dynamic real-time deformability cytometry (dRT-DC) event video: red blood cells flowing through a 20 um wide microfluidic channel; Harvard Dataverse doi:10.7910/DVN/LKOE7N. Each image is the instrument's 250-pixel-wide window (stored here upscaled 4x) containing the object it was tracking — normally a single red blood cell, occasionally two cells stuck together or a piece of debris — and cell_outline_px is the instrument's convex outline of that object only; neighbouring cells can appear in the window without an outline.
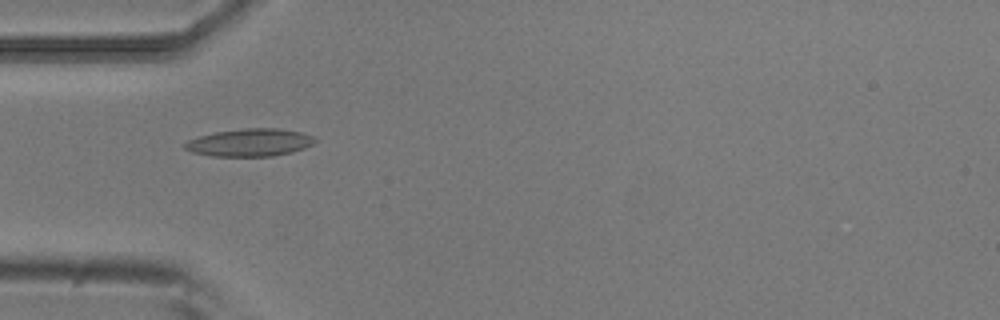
{"species": "common noctule bat (a hibernating species)", "species_latin": "Nyctalus noctula", "temperature_condition": "room temperature", "stored_images_in_passage": 9, "camera_frame_rate_fps": 3000, "um_per_image_px": 0.085, "animal": {"sex": "male", "body_mass_g": 20.5, "forearm_length_mm": 52.5}, "frame": {"image": 1, "passage_image": 4, "time_ms": 1.0, "image_size_px": [1000, 320], "cell_outline_px": [[316, 140], [312, 144], [304, 148], [292, 152], [272, 156], [212, 156], [192, 152], [184, 148], [184, 144], [188, 140], [200, 136], [216, 132], [244, 128], [280, 128], [304, 132], [316, 136]], "centroid_in_image_um": [21.28, 12.1], "position_along_channel_um": 63.7, "area_um2": 21.04}}
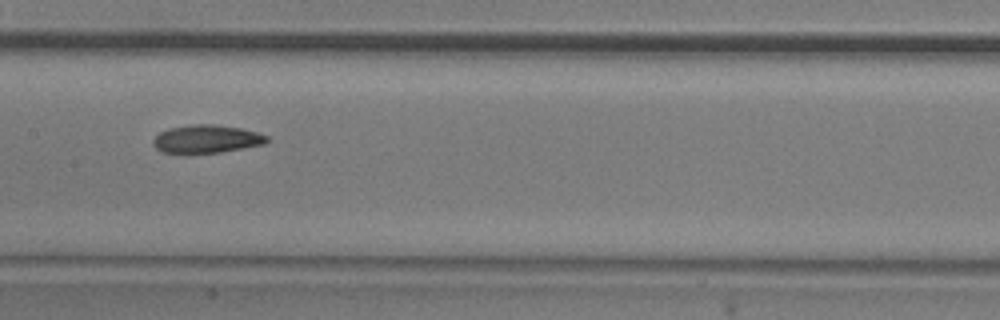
{"frame": {"image": 2, "passage_image": 7, "time_ms": 2.0, "image_size_px": [1000, 320], "cell_outline_px": [[268, 140], [264, 144], [220, 152], [184, 156], [160, 152], [152, 144], [152, 140], [160, 132], [168, 128], [192, 124], [216, 124], [240, 128], [256, 132], [268, 136]], "centroid_in_image_um": [17.47, 11.85], "position_along_channel_um": 189.9, "area_um2": 19.25}}
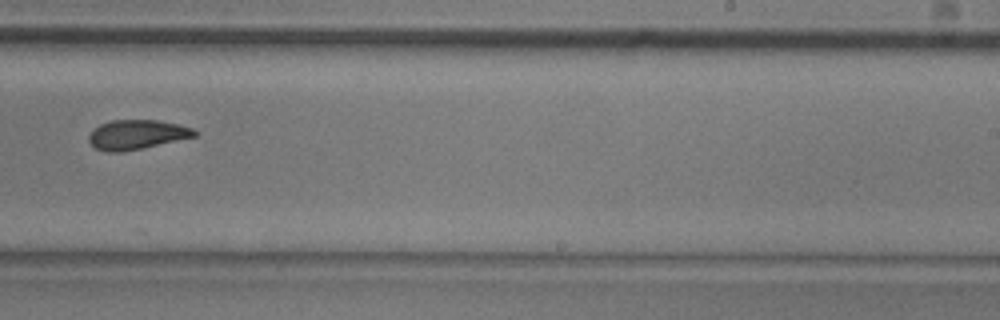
{"frame": {"image": 3, "passage_image": 9, "time_ms": 2.667, "image_size_px": [1000, 320], "cell_outline_px": [[196, 136], [140, 148], [120, 152], [104, 152], [96, 148], [88, 140], [88, 136], [100, 124], [112, 120], [160, 120], [180, 124], [192, 128], [196, 132]], "centroid_in_image_um": [11.62, 11.43], "position_along_channel_um": 277.4, "area_um2": 17.92}}